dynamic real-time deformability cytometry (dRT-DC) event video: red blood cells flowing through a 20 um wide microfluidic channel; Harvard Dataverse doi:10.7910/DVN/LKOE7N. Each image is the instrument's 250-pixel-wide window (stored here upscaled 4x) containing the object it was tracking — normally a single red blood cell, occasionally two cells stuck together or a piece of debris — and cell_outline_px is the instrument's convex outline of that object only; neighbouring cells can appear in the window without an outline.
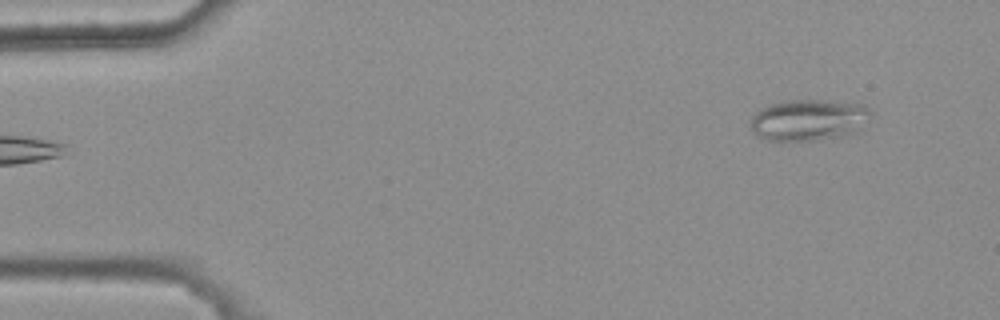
{"species": "common noctule bat (a hibernating species)", "species_latin": "Nyctalus noctula", "temperature_condition": "warm", "stored_images_in_passage": 3, "camera_frame_rate_fps": 3000, "um_per_image_px": 0.085, "animal": {"sex": "female", "body_mass_g": 25.1}, "frame": {"image": 1, "passage_image": 3, "time_ms": 0.667, "image_size_px": [1000, 320], "cell_outline_px": [[872, 112], [856, 132], [812, 140], [768, 140], [756, 136], [752, 132], [752, 116], [760, 108], [768, 104], [780, 100], [828, 100], [864, 104]], "centroid_in_image_um": [68.68, 10.16], "position_along_channel_um": 16.3, "area_um2": 28.78}}